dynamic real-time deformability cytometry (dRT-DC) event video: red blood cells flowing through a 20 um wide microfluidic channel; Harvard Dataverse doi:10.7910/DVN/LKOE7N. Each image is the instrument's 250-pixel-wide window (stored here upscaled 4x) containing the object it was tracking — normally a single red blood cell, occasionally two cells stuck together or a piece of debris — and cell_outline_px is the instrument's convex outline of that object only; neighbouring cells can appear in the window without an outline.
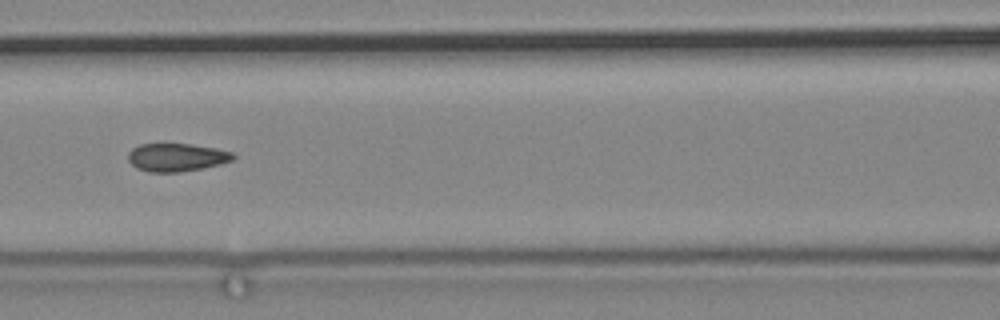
{"species": "common noctule bat (a hibernating species)", "species_latin": "Nyctalus noctula", "temperature_condition": "cold", "stored_images_in_passage": 78, "segment_of_instrument_passage": [2, 2], "camera_frame_rate_fps": 3000, "um_per_image_px": 0.085, "animal": {"sex": "male", "body_mass_g": 19.2, "forearm_length_mm": 51.8}, "frame": {"image": 1, "passage_image": 43, "time_ms": 14.0, "image_size_px": [1000, 320], "cell_outline_px": [[236, 156], [232, 160], [220, 164], [180, 172], [148, 172], [136, 168], [128, 160], [128, 152], [132, 148], [140, 144], [192, 144], [216, 148], [232, 152]], "centroid_in_image_um": [14.99, 13.37], "position_along_channel_um": 151.6, "area_um2": 17.17}}
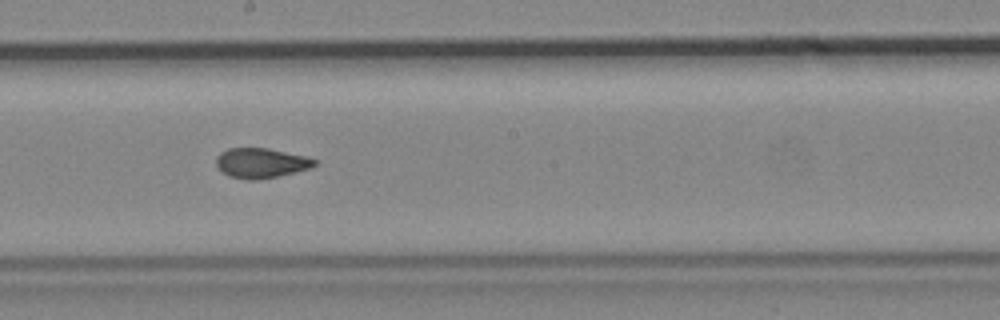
{"frame": {"image": 2, "passage_image": 50, "time_ms": 16.333, "image_size_px": [1000, 320], "cell_outline_px": [[316, 164], [312, 168], [276, 176], [256, 180], [248, 180], [228, 176], [216, 164], [216, 156], [220, 152], [228, 148], [268, 148], [308, 156], [316, 160]], "centroid_in_image_um": [22.2, 13.84], "position_along_channel_um": 226.0, "area_um2": 17.17}}
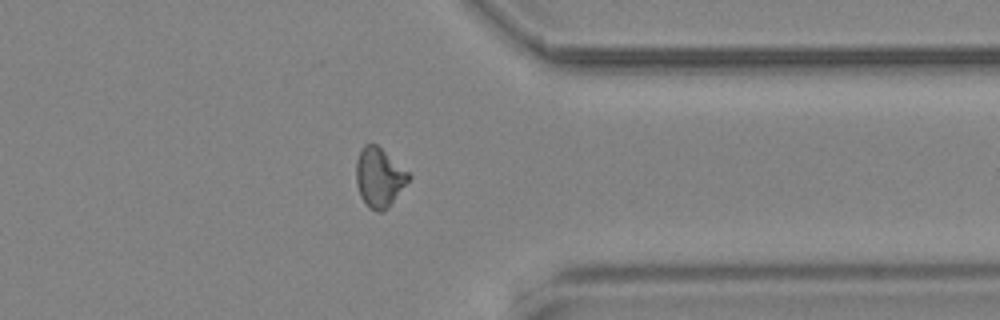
{"frame": {"image": 3, "passage_image": 65, "time_ms": 21.333, "image_size_px": [1000, 320], "cell_outline_px": [[412, 176], [388, 208], [380, 212], [376, 212], [368, 208], [360, 196], [356, 184], [356, 160], [364, 144], [376, 144], [408, 172]], "centroid_in_image_um": [32.21, 15.11], "position_along_channel_um": 379.2, "area_um2": 18.03}}